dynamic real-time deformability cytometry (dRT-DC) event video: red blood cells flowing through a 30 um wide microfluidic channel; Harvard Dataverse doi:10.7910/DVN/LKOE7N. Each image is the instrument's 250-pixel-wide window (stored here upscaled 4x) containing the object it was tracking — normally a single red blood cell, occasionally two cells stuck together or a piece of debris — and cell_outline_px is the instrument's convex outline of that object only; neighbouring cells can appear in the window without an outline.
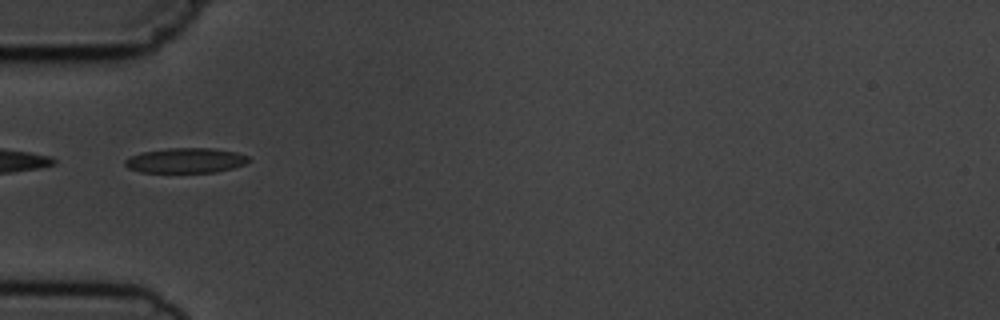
{"species": "common noctule bat (a hibernating species)", "species_latin": "Nyctalus noctula", "temperature_condition": "cold", "stored_images_in_passage": 6, "camera_frame_rate_fps": 3000, "um_per_image_px": 0.085, "animal": {"sex": "male", "body_mass_g": 19.5, "forearm_length_mm": 54.6}, "frame": {"image": 1, "passage_image": 2, "time_ms": 1.0, "image_size_px": [1000, 320], "cell_outline_px": [[252, 160], [244, 164], [232, 168], [216, 172], [140, 172], [128, 168], [124, 164], [124, 160], [140, 152], [168, 148], [212, 148], [236, 152], [248, 156]], "centroid_in_image_um": [15.79, 13.63], "position_along_channel_um": 69.2, "area_um2": 18.03}}
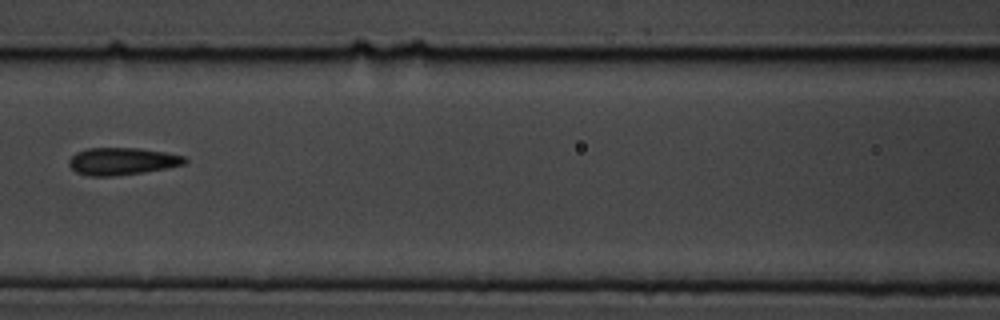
{"frame": {"image": 2, "passage_image": 4, "time_ms": 3.333, "image_size_px": [1000, 320], "cell_outline_px": [[188, 160], [184, 164], [168, 168], [144, 172], [116, 176], [88, 176], [76, 172], [68, 164], [68, 160], [76, 152], [88, 148], [140, 148], [164, 152], [184, 156]], "centroid_in_image_um": [10.37, 13.71], "position_along_channel_um": 156.2, "area_um2": 18.5}}
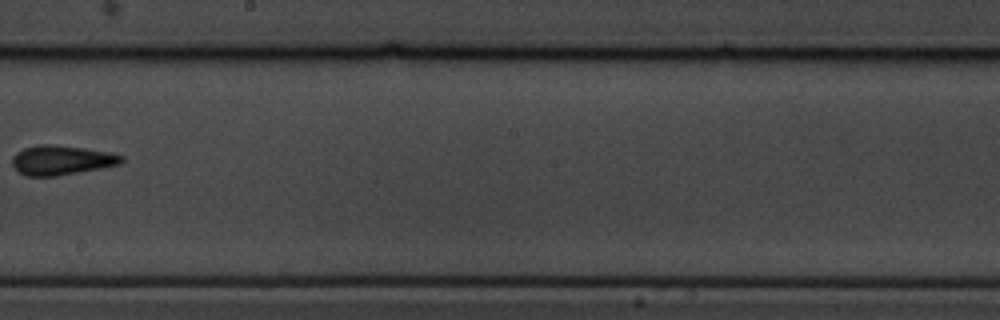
{"frame": {"image": 3, "passage_image": 6, "time_ms": 5.667, "image_size_px": [1000, 320], "cell_outline_px": [[124, 160], [120, 164], [100, 168], [56, 176], [24, 176], [12, 164], [12, 156], [16, 152], [24, 148], [40, 144], [52, 144], [108, 152], [124, 156]], "centroid_in_image_um": [5.2, 13.61], "position_along_channel_um": 243.0, "area_um2": 18.61}}